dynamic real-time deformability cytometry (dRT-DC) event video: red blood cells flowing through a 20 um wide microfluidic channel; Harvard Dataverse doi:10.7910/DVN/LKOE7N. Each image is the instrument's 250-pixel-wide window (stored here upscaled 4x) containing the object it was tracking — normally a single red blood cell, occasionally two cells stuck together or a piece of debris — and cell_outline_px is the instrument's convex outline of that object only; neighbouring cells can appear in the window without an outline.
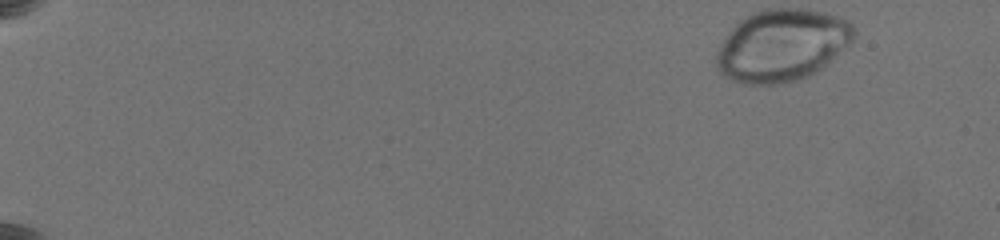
{"species": "common noctule bat (a hibernating species)", "species_latin": "Nyctalus noctula", "temperature_condition": "warm", "stored_images_in_passage": 10, "camera_frame_rate_fps": 3000, "um_per_image_px": 0.085, "animal": {"sex": "female", "body_mass_g": 19.5, "forearm_length_mm": 54.1}, "frame": {"image": 1, "passage_image": 1, "time_ms": 0.0, "image_size_px": [1000, 240], "cell_outline_px": [[828, 52], [812, 68], [796, 76], [776, 80], [752, 80], [736, 76], [724, 68], [720, 60], [724, 48], [728, 40], [736, 28], [740, 24], [752, 16], [768, 12], [808, 12], [824, 16], [828, 20]], "centroid_in_image_um": [65.99, 3.87], "position_along_channel_um": 19.0, "area_um2": 43.0}}